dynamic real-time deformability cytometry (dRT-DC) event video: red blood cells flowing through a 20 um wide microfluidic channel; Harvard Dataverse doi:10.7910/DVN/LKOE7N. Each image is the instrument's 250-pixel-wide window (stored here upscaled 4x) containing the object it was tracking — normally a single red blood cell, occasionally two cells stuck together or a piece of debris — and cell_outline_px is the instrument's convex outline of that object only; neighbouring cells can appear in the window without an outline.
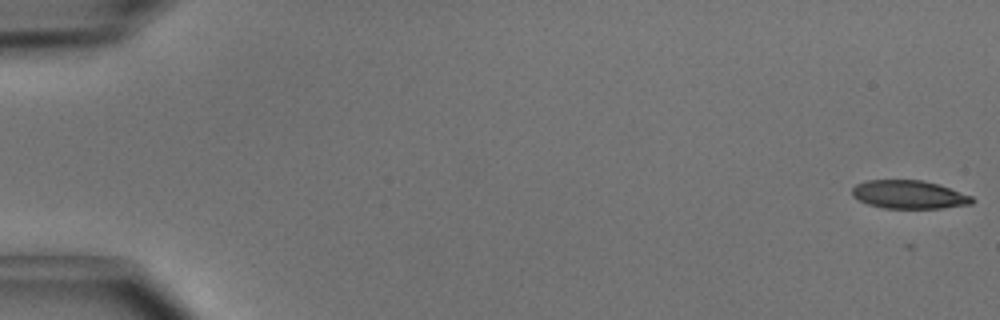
{"species": "common noctule bat (a hibernating species)", "species_latin": "Nyctalus noctula", "temperature_condition": "cold", "stored_images_in_passage": 7, "camera_frame_rate_fps": 3000, "um_per_image_px": 0.085, "animal": {"sex": "male", "body_mass_g": 15.6}, "frame": {"image": 1, "passage_image": 1, "time_ms": 0.0, "image_size_px": [1000, 320], "cell_outline_px": [[976, 200], [972, 204], [940, 208], [884, 208], [868, 204], [852, 196], [852, 188], [856, 184], [868, 180], [924, 180], [972, 196]], "centroid_in_image_um": [77.26, 16.54], "position_along_channel_um": 7.7, "area_um2": 19.65}}